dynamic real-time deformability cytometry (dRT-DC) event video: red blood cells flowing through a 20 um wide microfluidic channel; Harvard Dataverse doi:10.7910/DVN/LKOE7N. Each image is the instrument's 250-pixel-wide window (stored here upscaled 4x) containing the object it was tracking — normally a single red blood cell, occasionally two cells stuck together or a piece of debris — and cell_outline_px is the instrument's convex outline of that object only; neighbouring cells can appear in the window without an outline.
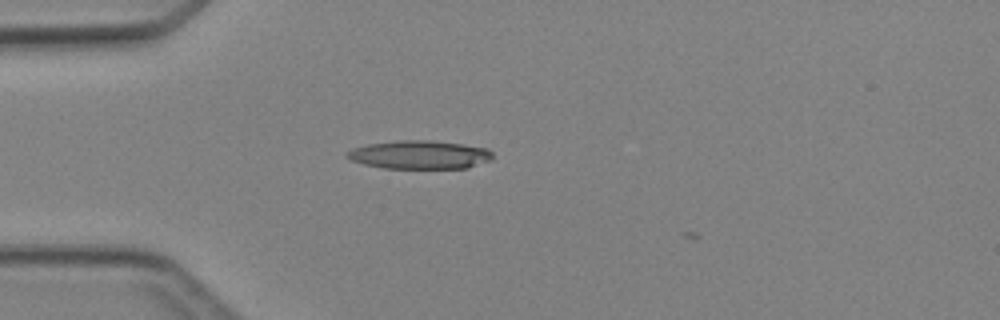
{"species": "Egyptian fruit bat (a non-hibernating species)", "species_latin": "Rousettus aegyptiacus", "temperature_condition": "cold", "stored_images_in_passage": 1, "camera_frame_rate_fps": 3000, "um_per_image_px": 0.085, "animal": {"sex": "female"}, "frame": {"image": 1, "passage_image": 1, "time_ms": 0.0, "image_size_px": [1000, 320], "cell_outline_px": [[492, 160], [468, 168], [384, 168], [364, 164], [352, 160], [344, 156], [344, 152], [352, 148], [368, 144], [396, 140], [432, 140], [464, 144], [488, 148], [492, 152]], "centroid_in_image_um": [35.67, 13.14], "position_along_channel_um": 49.3, "area_um2": 24.39}}